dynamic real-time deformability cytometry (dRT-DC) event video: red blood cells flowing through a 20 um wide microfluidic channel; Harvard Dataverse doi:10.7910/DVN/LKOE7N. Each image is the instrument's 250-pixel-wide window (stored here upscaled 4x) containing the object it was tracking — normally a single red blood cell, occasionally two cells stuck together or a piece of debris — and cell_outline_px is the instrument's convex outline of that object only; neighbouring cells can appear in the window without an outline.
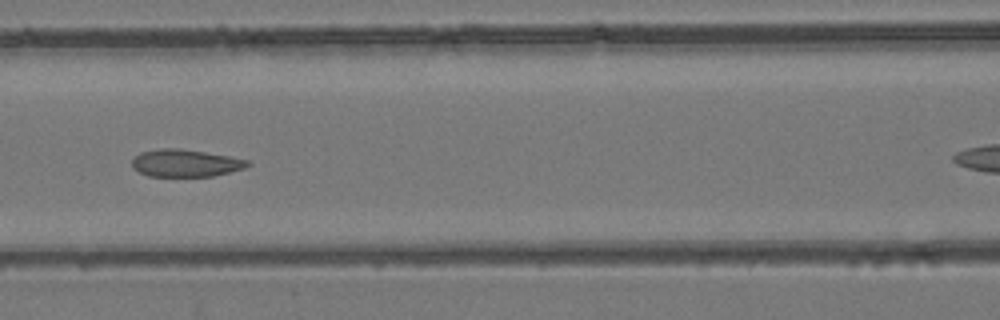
{"species": "common noctule bat (a hibernating species)", "species_latin": "Nyctalus noctula", "temperature_condition": "room temperature", "stored_images_in_passage": 5, "camera_frame_rate_fps": 3000, "um_per_image_px": 0.085, "animal": {"sex": "female", "body_mass_g": 24.6, "forearm_length_mm": 56.2}, "frame": {"image": 1, "passage_image": 3, "time_ms": 2.333, "image_size_px": [1000, 320], "cell_outline_px": [[252, 164], [244, 168], [212, 176], [148, 176], [132, 168], [132, 160], [140, 152], [160, 148], [180, 148], [228, 156], [248, 160]], "centroid_in_image_um": [15.74, 13.86], "position_along_channel_um": 150.9, "area_um2": 18.32}}